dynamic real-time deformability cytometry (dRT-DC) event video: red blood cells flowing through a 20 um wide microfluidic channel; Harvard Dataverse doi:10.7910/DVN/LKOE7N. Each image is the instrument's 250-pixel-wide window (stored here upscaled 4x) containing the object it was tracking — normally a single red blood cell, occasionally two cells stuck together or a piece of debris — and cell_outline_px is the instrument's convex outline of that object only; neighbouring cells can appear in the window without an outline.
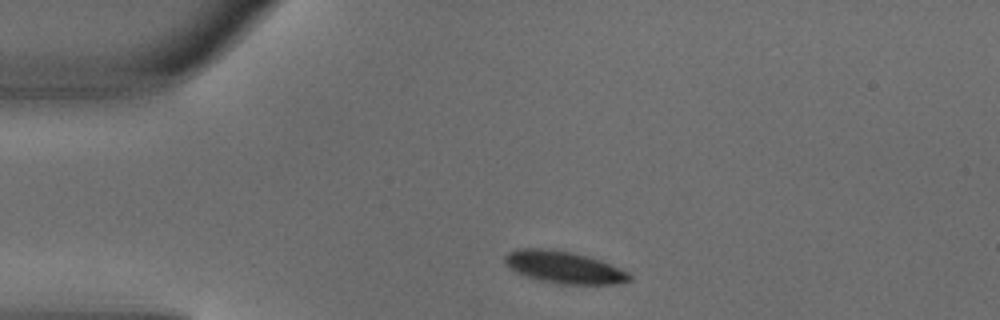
{"species": "common noctule bat (a hibernating species)", "species_latin": "Nyctalus noctula", "temperature_condition": "warm", "stored_images_in_passage": 2, "camera_frame_rate_fps": 3000, "um_per_image_px": 0.085, "animal": {"sex": "male", "body_mass_g": 18.8}, "frame": {"image": 1, "passage_image": 1, "time_ms": 0.0, "image_size_px": [1000, 320], "cell_outline_px": [[632, 280], [620, 284], [556, 284], [524, 276], [508, 268], [504, 264], [504, 256], [508, 252], [520, 248], [548, 248], [572, 252], [600, 260], [620, 268], [628, 272], [632, 276]], "centroid_in_image_um": [47.91, 22.72], "position_along_channel_um": 37.1, "area_um2": 23.64}}